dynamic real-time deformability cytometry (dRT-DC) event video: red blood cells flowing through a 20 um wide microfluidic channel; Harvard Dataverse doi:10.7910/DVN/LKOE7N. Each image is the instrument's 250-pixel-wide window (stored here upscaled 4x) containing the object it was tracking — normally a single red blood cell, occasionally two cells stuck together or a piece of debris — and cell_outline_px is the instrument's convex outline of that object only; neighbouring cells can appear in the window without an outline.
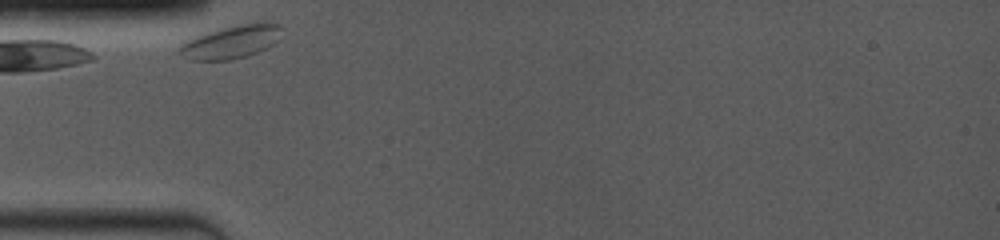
{"species": "common noctule bat (a hibernating species)", "species_latin": "Nyctalus noctula", "temperature_condition": "room temperature", "stored_images_in_passage": 2, "camera_frame_rate_fps": 4000, "um_per_image_px": 0.085, "animal": {"sex": "female", "body_mass_g": 19.0, "forearm_length_mm": 53.3}, "frame": {"image": 1, "passage_image": 1, "time_ms": 0.0, "image_size_px": [1000, 240], "cell_outline_px": [[284, 28], [276, 40], [268, 48], [248, 56], [232, 60], [192, 60], [180, 56], [176, 52], [180, 44], [196, 36], [208, 32], [256, 20], [268, 20], [280, 24]], "centroid_in_image_um": [19.7, 3.54], "position_along_channel_um": 65.3, "area_um2": 20.29}}